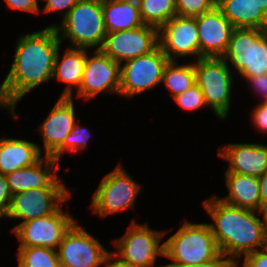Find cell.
<instances>
[{
	"label": "cell",
	"mask_w": 267,
	"mask_h": 267,
	"mask_svg": "<svg viewBox=\"0 0 267 267\" xmlns=\"http://www.w3.org/2000/svg\"><path fill=\"white\" fill-rule=\"evenodd\" d=\"M58 161L43 156L34 165L17 169L5 175L12 195L30 189L43 187H66L58 175Z\"/></svg>",
	"instance_id": "19"
},
{
	"label": "cell",
	"mask_w": 267,
	"mask_h": 267,
	"mask_svg": "<svg viewBox=\"0 0 267 267\" xmlns=\"http://www.w3.org/2000/svg\"><path fill=\"white\" fill-rule=\"evenodd\" d=\"M102 12L107 33L144 25L138 0H102Z\"/></svg>",
	"instance_id": "23"
},
{
	"label": "cell",
	"mask_w": 267,
	"mask_h": 267,
	"mask_svg": "<svg viewBox=\"0 0 267 267\" xmlns=\"http://www.w3.org/2000/svg\"><path fill=\"white\" fill-rule=\"evenodd\" d=\"M130 227L123 236L112 242L116 251H112L123 262L138 267H163L157 266L156 259L164 257V241L160 244L165 231L153 230L147 223L138 224L132 220Z\"/></svg>",
	"instance_id": "7"
},
{
	"label": "cell",
	"mask_w": 267,
	"mask_h": 267,
	"mask_svg": "<svg viewBox=\"0 0 267 267\" xmlns=\"http://www.w3.org/2000/svg\"><path fill=\"white\" fill-rule=\"evenodd\" d=\"M18 267H61L57 250L36 246L18 247Z\"/></svg>",
	"instance_id": "27"
},
{
	"label": "cell",
	"mask_w": 267,
	"mask_h": 267,
	"mask_svg": "<svg viewBox=\"0 0 267 267\" xmlns=\"http://www.w3.org/2000/svg\"><path fill=\"white\" fill-rule=\"evenodd\" d=\"M260 215L262 216L263 230L267 238V206L261 208Z\"/></svg>",
	"instance_id": "40"
},
{
	"label": "cell",
	"mask_w": 267,
	"mask_h": 267,
	"mask_svg": "<svg viewBox=\"0 0 267 267\" xmlns=\"http://www.w3.org/2000/svg\"><path fill=\"white\" fill-rule=\"evenodd\" d=\"M61 43L55 27L49 26L19 37L13 63L0 85V109H7L16 118L18 102L31 90L52 80Z\"/></svg>",
	"instance_id": "1"
},
{
	"label": "cell",
	"mask_w": 267,
	"mask_h": 267,
	"mask_svg": "<svg viewBox=\"0 0 267 267\" xmlns=\"http://www.w3.org/2000/svg\"><path fill=\"white\" fill-rule=\"evenodd\" d=\"M12 10L40 14V4L38 0H4Z\"/></svg>",
	"instance_id": "35"
},
{
	"label": "cell",
	"mask_w": 267,
	"mask_h": 267,
	"mask_svg": "<svg viewBox=\"0 0 267 267\" xmlns=\"http://www.w3.org/2000/svg\"><path fill=\"white\" fill-rule=\"evenodd\" d=\"M173 99L180 108L190 112L207 106L204 95L196 83Z\"/></svg>",
	"instance_id": "29"
},
{
	"label": "cell",
	"mask_w": 267,
	"mask_h": 267,
	"mask_svg": "<svg viewBox=\"0 0 267 267\" xmlns=\"http://www.w3.org/2000/svg\"><path fill=\"white\" fill-rule=\"evenodd\" d=\"M163 267H236L235 264L227 257L219 254L214 260L200 263L198 265H181V264H166Z\"/></svg>",
	"instance_id": "37"
},
{
	"label": "cell",
	"mask_w": 267,
	"mask_h": 267,
	"mask_svg": "<svg viewBox=\"0 0 267 267\" xmlns=\"http://www.w3.org/2000/svg\"><path fill=\"white\" fill-rule=\"evenodd\" d=\"M222 58L202 57L195 61V82L204 95L205 103L222 121L228 117L231 107L233 74Z\"/></svg>",
	"instance_id": "5"
},
{
	"label": "cell",
	"mask_w": 267,
	"mask_h": 267,
	"mask_svg": "<svg viewBox=\"0 0 267 267\" xmlns=\"http://www.w3.org/2000/svg\"><path fill=\"white\" fill-rule=\"evenodd\" d=\"M168 61L169 59L158 46L147 55L122 63L119 95L129 99L160 85Z\"/></svg>",
	"instance_id": "9"
},
{
	"label": "cell",
	"mask_w": 267,
	"mask_h": 267,
	"mask_svg": "<svg viewBox=\"0 0 267 267\" xmlns=\"http://www.w3.org/2000/svg\"><path fill=\"white\" fill-rule=\"evenodd\" d=\"M60 47L54 61L52 80L65 83L61 97H73V87L78 90L82 80L86 62V48L68 47L62 56ZM62 59L60 60L59 58ZM60 60V61H59Z\"/></svg>",
	"instance_id": "22"
},
{
	"label": "cell",
	"mask_w": 267,
	"mask_h": 267,
	"mask_svg": "<svg viewBox=\"0 0 267 267\" xmlns=\"http://www.w3.org/2000/svg\"><path fill=\"white\" fill-rule=\"evenodd\" d=\"M88 50L86 49V62L77 97L89 101L99 93L119 95L120 64L101 49H94L91 57Z\"/></svg>",
	"instance_id": "12"
},
{
	"label": "cell",
	"mask_w": 267,
	"mask_h": 267,
	"mask_svg": "<svg viewBox=\"0 0 267 267\" xmlns=\"http://www.w3.org/2000/svg\"><path fill=\"white\" fill-rule=\"evenodd\" d=\"M163 83L172 98L186 91L196 83L194 62L180 65L179 61H168L163 71Z\"/></svg>",
	"instance_id": "25"
},
{
	"label": "cell",
	"mask_w": 267,
	"mask_h": 267,
	"mask_svg": "<svg viewBox=\"0 0 267 267\" xmlns=\"http://www.w3.org/2000/svg\"><path fill=\"white\" fill-rule=\"evenodd\" d=\"M221 58L241 77L266 74L267 30L235 28Z\"/></svg>",
	"instance_id": "6"
},
{
	"label": "cell",
	"mask_w": 267,
	"mask_h": 267,
	"mask_svg": "<svg viewBox=\"0 0 267 267\" xmlns=\"http://www.w3.org/2000/svg\"><path fill=\"white\" fill-rule=\"evenodd\" d=\"M243 262L237 263L235 266L239 267H267V248L251 252L244 256Z\"/></svg>",
	"instance_id": "34"
},
{
	"label": "cell",
	"mask_w": 267,
	"mask_h": 267,
	"mask_svg": "<svg viewBox=\"0 0 267 267\" xmlns=\"http://www.w3.org/2000/svg\"><path fill=\"white\" fill-rule=\"evenodd\" d=\"M59 206L52 214L15 225L11 231L18 238V247L42 246L57 250L63 236L77 221Z\"/></svg>",
	"instance_id": "10"
},
{
	"label": "cell",
	"mask_w": 267,
	"mask_h": 267,
	"mask_svg": "<svg viewBox=\"0 0 267 267\" xmlns=\"http://www.w3.org/2000/svg\"><path fill=\"white\" fill-rule=\"evenodd\" d=\"M159 46L158 28L142 25L129 30L109 32L101 50L120 65L151 53Z\"/></svg>",
	"instance_id": "14"
},
{
	"label": "cell",
	"mask_w": 267,
	"mask_h": 267,
	"mask_svg": "<svg viewBox=\"0 0 267 267\" xmlns=\"http://www.w3.org/2000/svg\"><path fill=\"white\" fill-rule=\"evenodd\" d=\"M45 2L42 8L43 13H59L64 17L70 12V10L77 4L79 0H42ZM66 10V11H65Z\"/></svg>",
	"instance_id": "31"
},
{
	"label": "cell",
	"mask_w": 267,
	"mask_h": 267,
	"mask_svg": "<svg viewBox=\"0 0 267 267\" xmlns=\"http://www.w3.org/2000/svg\"><path fill=\"white\" fill-rule=\"evenodd\" d=\"M71 198L68 187H43L21 191L12 196L8 219H21L20 223L52 214Z\"/></svg>",
	"instance_id": "13"
},
{
	"label": "cell",
	"mask_w": 267,
	"mask_h": 267,
	"mask_svg": "<svg viewBox=\"0 0 267 267\" xmlns=\"http://www.w3.org/2000/svg\"><path fill=\"white\" fill-rule=\"evenodd\" d=\"M251 121L256 128L260 132L266 134L267 133V103L264 101H260L257 106L252 110Z\"/></svg>",
	"instance_id": "33"
},
{
	"label": "cell",
	"mask_w": 267,
	"mask_h": 267,
	"mask_svg": "<svg viewBox=\"0 0 267 267\" xmlns=\"http://www.w3.org/2000/svg\"><path fill=\"white\" fill-rule=\"evenodd\" d=\"M77 121L71 132L65 137L63 144L50 156L59 162L64 153H77L87 147L91 132Z\"/></svg>",
	"instance_id": "28"
},
{
	"label": "cell",
	"mask_w": 267,
	"mask_h": 267,
	"mask_svg": "<svg viewBox=\"0 0 267 267\" xmlns=\"http://www.w3.org/2000/svg\"><path fill=\"white\" fill-rule=\"evenodd\" d=\"M74 100L71 97H59L51 112L40 125V135L43 138V148L39 150L44 156H51L64 142L77 122Z\"/></svg>",
	"instance_id": "17"
},
{
	"label": "cell",
	"mask_w": 267,
	"mask_h": 267,
	"mask_svg": "<svg viewBox=\"0 0 267 267\" xmlns=\"http://www.w3.org/2000/svg\"><path fill=\"white\" fill-rule=\"evenodd\" d=\"M202 204L213 221L209 226L220 254L235 265L243 256L267 248L260 212L229 205L216 195Z\"/></svg>",
	"instance_id": "2"
},
{
	"label": "cell",
	"mask_w": 267,
	"mask_h": 267,
	"mask_svg": "<svg viewBox=\"0 0 267 267\" xmlns=\"http://www.w3.org/2000/svg\"><path fill=\"white\" fill-rule=\"evenodd\" d=\"M120 163L106 174L92 194L90 209L100 217L135 208V201L141 191L138 182L126 172Z\"/></svg>",
	"instance_id": "8"
},
{
	"label": "cell",
	"mask_w": 267,
	"mask_h": 267,
	"mask_svg": "<svg viewBox=\"0 0 267 267\" xmlns=\"http://www.w3.org/2000/svg\"><path fill=\"white\" fill-rule=\"evenodd\" d=\"M55 27L62 42L67 39L71 47L101 49L107 34L102 12V0H79Z\"/></svg>",
	"instance_id": "3"
},
{
	"label": "cell",
	"mask_w": 267,
	"mask_h": 267,
	"mask_svg": "<svg viewBox=\"0 0 267 267\" xmlns=\"http://www.w3.org/2000/svg\"><path fill=\"white\" fill-rule=\"evenodd\" d=\"M261 208L267 206V171L259 177Z\"/></svg>",
	"instance_id": "39"
},
{
	"label": "cell",
	"mask_w": 267,
	"mask_h": 267,
	"mask_svg": "<svg viewBox=\"0 0 267 267\" xmlns=\"http://www.w3.org/2000/svg\"><path fill=\"white\" fill-rule=\"evenodd\" d=\"M39 144L18 138H0V173L7 175L34 165L42 158Z\"/></svg>",
	"instance_id": "21"
},
{
	"label": "cell",
	"mask_w": 267,
	"mask_h": 267,
	"mask_svg": "<svg viewBox=\"0 0 267 267\" xmlns=\"http://www.w3.org/2000/svg\"><path fill=\"white\" fill-rule=\"evenodd\" d=\"M177 15L196 17L216 6V0H175Z\"/></svg>",
	"instance_id": "30"
},
{
	"label": "cell",
	"mask_w": 267,
	"mask_h": 267,
	"mask_svg": "<svg viewBox=\"0 0 267 267\" xmlns=\"http://www.w3.org/2000/svg\"><path fill=\"white\" fill-rule=\"evenodd\" d=\"M220 254L208 223L185 221L164 241V257L169 264L198 265L214 260Z\"/></svg>",
	"instance_id": "4"
},
{
	"label": "cell",
	"mask_w": 267,
	"mask_h": 267,
	"mask_svg": "<svg viewBox=\"0 0 267 267\" xmlns=\"http://www.w3.org/2000/svg\"><path fill=\"white\" fill-rule=\"evenodd\" d=\"M243 78L249 82L256 95L261 96V101L267 97V73Z\"/></svg>",
	"instance_id": "36"
},
{
	"label": "cell",
	"mask_w": 267,
	"mask_h": 267,
	"mask_svg": "<svg viewBox=\"0 0 267 267\" xmlns=\"http://www.w3.org/2000/svg\"><path fill=\"white\" fill-rule=\"evenodd\" d=\"M218 156L229 163L225 172L259 178L267 171V144L229 143L218 148Z\"/></svg>",
	"instance_id": "18"
},
{
	"label": "cell",
	"mask_w": 267,
	"mask_h": 267,
	"mask_svg": "<svg viewBox=\"0 0 267 267\" xmlns=\"http://www.w3.org/2000/svg\"><path fill=\"white\" fill-rule=\"evenodd\" d=\"M158 42L169 61L180 56L201 58L196 17L174 16L158 29Z\"/></svg>",
	"instance_id": "15"
},
{
	"label": "cell",
	"mask_w": 267,
	"mask_h": 267,
	"mask_svg": "<svg viewBox=\"0 0 267 267\" xmlns=\"http://www.w3.org/2000/svg\"><path fill=\"white\" fill-rule=\"evenodd\" d=\"M199 50L202 57L221 58L235 29L217 6L196 16Z\"/></svg>",
	"instance_id": "16"
},
{
	"label": "cell",
	"mask_w": 267,
	"mask_h": 267,
	"mask_svg": "<svg viewBox=\"0 0 267 267\" xmlns=\"http://www.w3.org/2000/svg\"><path fill=\"white\" fill-rule=\"evenodd\" d=\"M144 24L160 28L177 15L175 0H138Z\"/></svg>",
	"instance_id": "26"
},
{
	"label": "cell",
	"mask_w": 267,
	"mask_h": 267,
	"mask_svg": "<svg viewBox=\"0 0 267 267\" xmlns=\"http://www.w3.org/2000/svg\"><path fill=\"white\" fill-rule=\"evenodd\" d=\"M261 11L267 15V0H251Z\"/></svg>",
	"instance_id": "41"
},
{
	"label": "cell",
	"mask_w": 267,
	"mask_h": 267,
	"mask_svg": "<svg viewBox=\"0 0 267 267\" xmlns=\"http://www.w3.org/2000/svg\"><path fill=\"white\" fill-rule=\"evenodd\" d=\"M225 184L228 195L217 196L221 201L242 209L260 212L259 178L254 175H241L225 172Z\"/></svg>",
	"instance_id": "20"
},
{
	"label": "cell",
	"mask_w": 267,
	"mask_h": 267,
	"mask_svg": "<svg viewBox=\"0 0 267 267\" xmlns=\"http://www.w3.org/2000/svg\"><path fill=\"white\" fill-rule=\"evenodd\" d=\"M12 193L5 175L0 173V219L6 218L11 206Z\"/></svg>",
	"instance_id": "32"
},
{
	"label": "cell",
	"mask_w": 267,
	"mask_h": 267,
	"mask_svg": "<svg viewBox=\"0 0 267 267\" xmlns=\"http://www.w3.org/2000/svg\"><path fill=\"white\" fill-rule=\"evenodd\" d=\"M109 252L77 221L65 233L57 249L61 267H100Z\"/></svg>",
	"instance_id": "11"
},
{
	"label": "cell",
	"mask_w": 267,
	"mask_h": 267,
	"mask_svg": "<svg viewBox=\"0 0 267 267\" xmlns=\"http://www.w3.org/2000/svg\"><path fill=\"white\" fill-rule=\"evenodd\" d=\"M104 266L105 267H138V266H134L133 264L123 262L113 252L108 253L105 259V262H104Z\"/></svg>",
	"instance_id": "38"
},
{
	"label": "cell",
	"mask_w": 267,
	"mask_h": 267,
	"mask_svg": "<svg viewBox=\"0 0 267 267\" xmlns=\"http://www.w3.org/2000/svg\"><path fill=\"white\" fill-rule=\"evenodd\" d=\"M216 6L234 28L267 30V15L251 0H216Z\"/></svg>",
	"instance_id": "24"
}]
</instances>
